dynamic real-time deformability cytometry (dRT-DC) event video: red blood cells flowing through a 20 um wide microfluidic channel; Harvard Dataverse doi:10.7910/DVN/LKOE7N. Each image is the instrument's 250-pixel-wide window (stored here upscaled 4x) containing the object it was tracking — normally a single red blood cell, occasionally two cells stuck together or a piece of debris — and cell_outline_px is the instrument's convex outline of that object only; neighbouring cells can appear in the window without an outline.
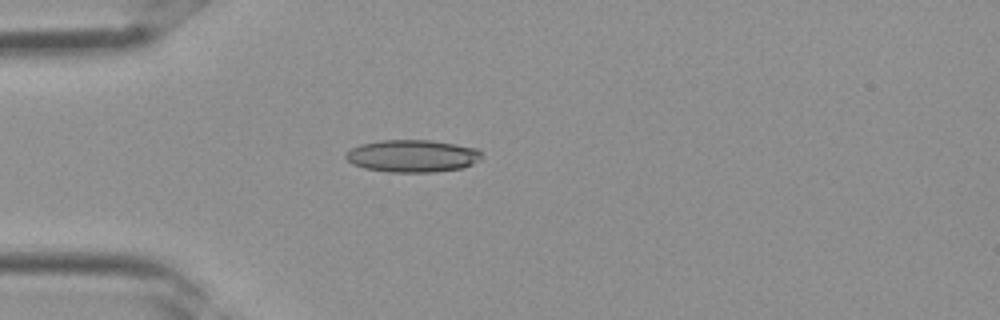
{"species": "Egyptian fruit bat (a non-hibernating species)", "species_latin": "Rousettus aegyptiacus", "temperature_condition": "room temperature", "stored_images_in_passage": 2, "camera_frame_rate_fps": 3000, "um_per_image_px": 0.085, "frame": {"image": 1, "passage_image": 2, "time_ms": 0.333, "image_size_px": [1000, 320], "cell_outline_px": [[480, 160], [464, 168], [436, 172], [388, 172], [364, 168], [352, 164], [344, 156], [352, 148], [360, 144], [380, 140], [432, 140], [456, 144], [476, 148], [480, 152]], "centroid_in_image_um": [35.06, 13.26], "position_along_channel_um": 49.9, "area_um2": 25.72}}